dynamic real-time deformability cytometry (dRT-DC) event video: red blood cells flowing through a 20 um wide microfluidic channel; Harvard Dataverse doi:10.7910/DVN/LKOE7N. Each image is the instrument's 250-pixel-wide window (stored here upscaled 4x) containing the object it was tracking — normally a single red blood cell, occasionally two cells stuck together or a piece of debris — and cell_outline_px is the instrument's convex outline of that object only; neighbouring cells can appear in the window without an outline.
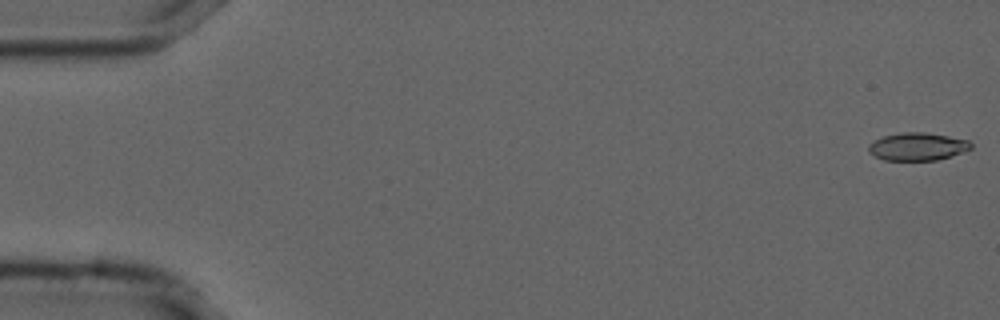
{"species": "common noctule bat (a hibernating species)", "species_latin": "Nyctalus noctula", "temperature_condition": "cold", "stored_images_in_passage": 10, "camera_frame_rate_fps": 3000, "um_per_image_px": 0.085, "animal": {"sex": "male", "forearm_length_mm": 52.5}, "frame": {"image": 1, "passage_image": 1, "time_ms": 0.0, "image_size_px": [1000, 320], "cell_outline_px": [[972, 148], [936, 160], [884, 160], [868, 152], [868, 144], [872, 140], [884, 136], [900, 132], [924, 132], [948, 136], [968, 140], [972, 144]], "centroid_in_image_um": [77.93, 12.44], "position_along_channel_um": 7.1, "area_um2": 16.47}}